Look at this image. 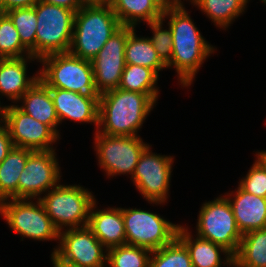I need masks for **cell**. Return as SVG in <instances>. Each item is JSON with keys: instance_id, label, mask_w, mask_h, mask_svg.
<instances>
[{"instance_id": "obj_20", "label": "cell", "mask_w": 266, "mask_h": 267, "mask_svg": "<svg viewBox=\"0 0 266 267\" xmlns=\"http://www.w3.org/2000/svg\"><path fill=\"white\" fill-rule=\"evenodd\" d=\"M22 103L17 107L25 114L48 125L59 137V118L57 116L53 100L50 94V88L47 87L40 79L28 89L18 100Z\"/></svg>"}, {"instance_id": "obj_31", "label": "cell", "mask_w": 266, "mask_h": 267, "mask_svg": "<svg viewBox=\"0 0 266 267\" xmlns=\"http://www.w3.org/2000/svg\"><path fill=\"white\" fill-rule=\"evenodd\" d=\"M31 56L30 51L21 43L19 33L10 18L0 17V58H21Z\"/></svg>"}, {"instance_id": "obj_12", "label": "cell", "mask_w": 266, "mask_h": 267, "mask_svg": "<svg viewBox=\"0 0 266 267\" xmlns=\"http://www.w3.org/2000/svg\"><path fill=\"white\" fill-rule=\"evenodd\" d=\"M150 147L140 155L131 180L148 203L161 205L169 197L174 157L155 154Z\"/></svg>"}, {"instance_id": "obj_36", "label": "cell", "mask_w": 266, "mask_h": 267, "mask_svg": "<svg viewBox=\"0 0 266 267\" xmlns=\"http://www.w3.org/2000/svg\"><path fill=\"white\" fill-rule=\"evenodd\" d=\"M77 12L84 4L82 0H39Z\"/></svg>"}, {"instance_id": "obj_2", "label": "cell", "mask_w": 266, "mask_h": 267, "mask_svg": "<svg viewBox=\"0 0 266 267\" xmlns=\"http://www.w3.org/2000/svg\"><path fill=\"white\" fill-rule=\"evenodd\" d=\"M158 96L120 88L100 94L97 131L109 136H138Z\"/></svg>"}, {"instance_id": "obj_7", "label": "cell", "mask_w": 266, "mask_h": 267, "mask_svg": "<svg viewBox=\"0 0 266 267\" xmlns=\"http://www.w3.org/2000/svg\"><path fill=\"white\" fill-rule=\"evenodd\" d=\"M0 215L9 228L24 238L38 241L59 240L60 231L47 215L42 202L37 199H7L0 202Z\"/></svg>"}, {"instance_id": "obj_14", "label": "cell", "mask_w": 266, "mask_h": 267, "mask_svg": "<svg viewBox=\"0 0 266 267\" xmlns=\"http://www.w3.org/2000/svg\"><path fill=\"white\" fill-rule=\"evenodd\" d=\"M2 123L7 127L14 147L33 151L53 150L60 137L46 124L21 111L17 105H7Z\"/></svg>"}, {"instance_id": "obj_27", "label": "cell", "mask_w": 266, "mask_h": 267, "mask_svg": "<svg viewBox=\"0 0 266 267\" xmlns=\"http://www.w3.org/2000/svg\"><path fill=\"white\" fill-rule=\"evenodd\" d=\"M159 76L150 68L126 64L123 70L120 89L140 93H159L157 81Z\"/></svg>"}, {"instance_id": "obj_35", "label": "cell", "mask_w": 266, "mask_h": 267, "mask_svg": "<svg viewBox=\"0 0 266 267\" xmlns=\"http://www.w3.org/2000/svg\"><path fill=\"white\" fill-rule=\"evenodd\" d=\"M39 0H1V5L3 10L6 12L8 10L16 8H26L34 6Z\"/></svg>"}, {"instance_id": "obj_24", "label": "cell", "mask_w": 266, "mask_h": 267, "mask_svg": "<svg viewBox=\"0 0 266 267\" xmlns=\"http://www.w3.org/2000/svg\"><path fill=\"white\" fill-rule=\"evenodd\" d=\"M111 7L122 26L136 28L141 21L149 23L163 16L152 0H114Z\"/></svg>"}, {"instance_id": "obj_37", "label": "cell", "mask_w": 266, "mask_h": 267, "mask_svg": "<svg viewBox=\"0 0 266 267\" xmlns=\"http://www.w3.org/2000/svg\"><path fill=\"white\" fill-rule=\"evenodd\" d=\"M152 2L162 11H168L183 4L181 0H152Z\"/></svg>"}, {"instance_id": "obj_3", "label": "cell", "mask_w": 266, "mask_h": 267, "mask_svg": "<svg viewBox=\"0 0 266 267\" xmlns=\"http://www.w3.org/2000/svg\"><path fill=\"white\" fill-rule=\"evenodd\" d=\"M121 27L112 7L83 5L75 13L68 52L91 61Z\"/></svg>"}, {"instance_id": "obj_15", "label": "cell", "mask_w": 266, "mask_h": 267, "mask_svg": "<svg viewBox=\"0 0 266 267\" xmlns=\"http://www.w3.org/2000/svg\"><path fill=\"white\" fill-rule=\"evenodd\" d=\"M127 39L128 26H122L91 60L95 87L100 94L119 87L126 65L124 52Z\"/></svg>"}, {"instance_id": "obj_23", "label": "cell", "mask_w": 266, "mask_h": 267, "mask_svg": "<svg viewBox=\"0 0 266 267\" xmlns=\"http://www.w3.org/2000/svg\"><path fill=\"white\" fill-rule=\"evenodd\" d=\"M135 27L128 26V39L125 44V63L152 69L158 76L167 66L158 57L149 37H138Z\"/></svg>"}, {"instance_id": "obj_5", "label": "cell", "mask_w": 266, "mask_h": 267, "mask_svg": "<svg viewBox=\"0 0 266 267\" xmlns=\"http://www.w3.org/2000/svg\"><path fill=\"white\" fill-rule=\"evenodd\" d=\"M39 200L59 231L87 226L91 207L96 201L87 188L79 184L61 183L47 191Z\"/></svg>"}, {"instance_id": "obj_13", "label": "cell", "mask_w": 266, "mask_h": 267, "mask_svg": "<svg viewBox=\"0 0 266 267\" xmlns=\"http://www.w3.org/2000/svg\"><path fill=\"white\" fill-rule=\"evenodd\" d=\"M55 149L33 151L18 180V199H40L60 183L61 169Z\"/></svg>"}, {"instance_id": "obj_25", "label": "cell", "mask_w": 266, "mask_h": 267, "mask_svg": "<svg viewBox=\"0 0 266 267\" xmlns=\"http://www.w3.org/2000/svg\"><path fill=\"white\" fill-rule=\"evenodd\" d=\"M189 1V0H188ZM250 0H190L204 12L215 26L226 30L234 19L242 15Z\"/></svg>"}, {"instance_id": "obj_8", "label": "cell", "mask_w": 266, "mask_h": 267, "mask_svg": "<svg viewBox=\"0 0 266 267\" xmlns=\"http://www.w3.org/2000/svg\"><path fill=\"white\" fill-rule=\"evenodd\" d=\"M199 237L223 247L230 255H236L242 239L232 207L228 199L219 195L202 204L196 225Z\"/></svg>"}, {"instance_id": "obj_22", "label": "cell", "mask_w": 266, "mask_h": 267, "mask_svg": "<svg viewBox=\"0 0 266 267\" xmlns=\"http://www.w3.org/2000/svg\"><path fill=\"white\" fill-rule=\"evenodd\" d=\"M32 152L28 148L13 147L0 163V202L18 199L19 176Z\"/></svg>"}, {"instance_id": "obj_42", "label": "cell", "mask_w": 266, "mask_h": 267, "mask_svg": "<svg viewBox=\"0 0 266 267\" xmlns=\"http://www.w3.org/2000/svg\"><path fill=\"white\" fill-rule=\"evenodd\" d=\"M52 264H53V267H77V266L70 265L67 263H52Z\"/></svg>"}, {"instance_id": "obj_29", "label": "cell", "mask_w": 266, "mask_h": 267, "mask_svg": "<svg viewBox=\"0 0 266 267\" xmlns=\"http://www.w3.org/2000/svg\"><path fill=\"white\" fill-rule=\"evenodd\" d=\"M151 250L134 246L120 245L107 250L106 267H149Z\"/></svg>"}, {"instance_id": "obj_33", "label": "cell", "mask_w": 266, "mask_h": 267, "mask_svg": "<svg viewBox=\"0 0 266 267\" xmlns=\"http://www.w3.org/2000/svg\"><path fill=\"white\" fill-rule=\"evenodd\" d=\"M238 185L244 191L266 198V166L257 158Z\"/></svg>"}, {"instance_id": "obj_9", "label": "cell", "mask_w": 266, "mask_h": 267, "mask_svg": "<svg viewBox=\"0 0 266 267\" xmlns=\"http://www.w3.org/2000/svg\"><path fill=\"white\" fill-rule=\"evenodd\" d=\"M126 244L144 247L151 251L171 243L180 224H174L159 214L138 208H123Z\"/></svg>"}, {"instance_id": "obj_39", "label": "cell", "mask_w": 266, "mask_h": 267, "mask_svg": "<svg viewBox=\"0 0 266 267\" xmlns=\"http://www.w3.org/2000/svg\"><path fill=\"white\" fill-rule=\"evenodd\" d=\"M226 265L229 267H244L241 261L235 255H231L228 260H226Z\"/></svg>"}, {"instance_id": "obj_26", "label": "cell", "mask_w": 266, "mask_h": 267, "mask_svg": "<svg viewBox=\"0 0 266 267\" xmlns=\"http://www.w3.org/2000/svg\"><path fill=\"white\" fill-rule=\"evenodd\" d=\"M235 256L244 267H266V228L243 234Z\"/></svg>"}, {"instance_id": "obj_41", "label": "cell", "mask_w": 266, "mask_h": 267, "mask_svg": "<svg viewBox=\"0 0 266 267\" xmlns=\"http://www.w3.org/2000/svg\"><path fill=\"white\" fill-rule=\"evenodd\" d=\"M1 98V97H0ZM1 101H0V122H2L4 114H5V110H6V105L5 106H1Z\"/></svg>"}, {"instance_id": "obj_43", "label": "cell", "mask_w": 266, "mask_h": 267, "mask_svg": "<svg viewBox=\"0 0 266 267\" xmlns=\"http://www.w3.org/2000/svg\"><path fill=\"white\" fill-rule=\"evenodd\" d=\"M5 14V11L2 8L1 0H0V17Z\"/></svg>"}, {"instance_id": "obj_17", "label": "cell", "mask_w": 266, "mask_h": 267, "mask_svg": "<svg viewBox=\"0 0 266 267\" xmlns=\"http://www.w3.org/2000/svg\"><path fill=\"white\" fill-rule=\"evenodd\" d=\"M227 194V195H226ZM233 215L241 234L266 228V198L244 191L239 185L237 190L226 193Z\"/></svg>"}, {"instance_id": "obj_19", "label": "cell", "mask_w": 266, "mask_h": 267, "mask_svg": "<svg viewBox=\"0 0 266 267\" xmlns=\"http://www.w3.org/2000/svg\"><path fill=\"white\" fill-rule=\"evenodd\" d=\"M96 203L91 207L87 227L107 249L126 244L123 208L95 210Z\"/></svg>"}, {"instance_id": "obj_11", "label": "cell", "mask_w": 266, "mask_h": 267, "mask_svg": "<svg viewBox=\"0 0 266 267\" xmlns=\"http://www.w3.org/2000/svg\"><path fill=\"white\" fill-rule=\"evenodd\" d=\"M94 149L98 165L107 177L134 174L136 165L143 151L149 144L138 136H109L95 132Z\"/></svg>"}, {"instance_id": "obj_30", "label": "cell", "mask_w": 266, "mask_h": 267, "mask_svg": "<svg viewBox=\"0 0 266 267\" xmlns=\"http://www.w3.org/2000/svg\"><path fill=\"white\" fill-rule=\"evenodd\" d=\"M149 267H193L186 246L176 237L171 243L151 252Z\"/></svg>"}, {"instance_id": "obj_44", "label": "cell", "mask_w": 266, "mask_h": 267, "mask_svg": "<svg viewBox=\"0 0 266 267\" xmlns=\"http://www.w3.org/2000/svg\"><path fill=\"white\" fill-rule=\"evenodd\" d=\"M262 3H264V5L266 4V0H261Z\"/></svg>"}, {"instance_id": "obj_16", "label": "cell", "mask_w": 266, "mask_h": 267, "mask_svg": "<svg viewBox=\"0 0 266 267\" xmlns=\"http://www.w3.org/2000/svg\"><path fill=\"white\" fill-rule=\"evenodd\" d=\"M53 104L59 118V123L63 120H71L78 123H94L97 131L99 100L88 99L76 92L50 88Z\"/></svg>"}, {"instance_id": "obj_40", "label": "cell", "mask_w": 266, "mask_h": 267, "mask_svg": "<svg viewBox=\"0 0 266 267\" xmlns=\"http://www.w3.org/2000/svg\"><path fill=\"white\" fill-rule=\"evenodd\" d=\"M256 157L266 166V151H258Z\"/></svg>"}, {"instance_id": "obj_10", "label": "cell", "mask_w": 266, "mask_h": 267, "mask_svg": "<svg viewBox=\"0 0 266 267\" xmlns=\"http://www.w3.org/2000/svg\"><path fill=\"white\" fill-rule=\"evenodd\" d=\"M59 244L51 254L52 263H67L77 267H106L107 248L87 227L60 231Z\"/></svg>"}, {"instance_id": "obj_4", "label": "cell", "mask_w": 266, "mask_h": 267, "mask_svg": "<svg viewBox=\"0 0 266 267\" xmlns=\"http://www.w3.org/2000/svg\"><path fill=\"white\" fill-rule=\"evenodd\" d=\"M39 62L43 65L39 78L47 87L76 92L88 99H100L90 60L65 52L44 56Z\"/></svg>"}, {"instance_id": "obj_18", "label": "cell", "mask_w": 266, "mask_h": 267, "mask_svg": "<svg viewBox=\"0 0 266 267\" xmlns=\"http://www.w3.org/2000/svg\"><path fill=\"white\" fill-rule=\"evenodd\" d=\"M39 59L32 56L21 58H0V96L17 104L22 95L40 78L39 70L33 77L27 75V62Z\"/></svg>"}, {"instance_id": "obj_34", "label": "cell", "mask_w": 266, "mask_h": 267, "mask_svg": "<svg viewBox=\"0 0 266 267\" xmlns=\"http://www.w3.org/2000/svg\"><path fill=\"white\" fill-rule=\"evenodd\" d=\"M14 147L7 127L0 122V163Z\"/></svg>"}, {"instance_id": "obj_6", "label": "cell", "mask_w": 266, "mask_h": 267, "mask_svg": "<svg viewBox=\"0 0 266 267\" xmlns=\"http://www.w3.org/2000/svg\"><path fill=\"white\" fill-rule=\"evenodd\" d=\"M37 16L36 58L69 51L74 29L75 11L38 1L34 5Z\"/></svg>"}, {"instance_id": "obj_38", "label": "cell", "mask_w": 266, "mask_h": 267, "mask_svg": "<svg viewBox=\"0 0 266 267\" xmlns=\"http://www.w3.org/2000/svg\"><path fill=\"white\" fill-rule=\"evenodd\" d=\"M84 5L88 6H112L114 0H82Z\"/></svg>"}, {"instance_id": "obj_21", "label": "cell", "mask_w": 266, "mask_h": 267, "mask_svg": "<svg viewBox=\"0 0 266 267\" xmlns=\"http://www.w3.org/2000/svg\"><path fill=\"white\" fill-rule=\"evenodd\" d=\"M196 236L194 239L188 227L180 225L177 238L186 246L193 267L226 266V260L231 256L229 252L207 239ZM221 253L225 255L224 259L221 257Z\"/></svg>"}, {"instance_id": "obj_28", "label": "cell", "mask_w": 266, "mask_h": 267, "mask_svg": "<svg viewBox=\"0 0 266 267\" xmlns=\"http://www.w3.org/2000/svg\"><path fill=\"white\" fill-rule=\"evenodd\" d=\"M5 14L18 31L21 43L36 58L37 16L34 6L8 10Z\"/></svg>"}, {"instance_id": "obj_1", "label": "cell", "mask_w": 266, "mask_h": 267, "mask_svg": "<svg viewBox=\"0 0 266 267\" xmlns=\"http://www.w3.org/2000/svg\"><path fill=\"white\" fill-rule=\"evenodd\" d=\"M166 18L170 20L167 25L173 36L172 58L166 66L174 67L179 84L188 88L206 58L216 49L199 32L184 4L163 12L162 19L166 21Z\"/></svg>"}, {"instance_id": "obj_32", "label": "cell", "mask_w": 266, "mask_h": 267, "mask_svg": "<svg viewBox=\"0 0 266 267\" xmlns=\"http://www.w3.org/2000/svg\"><path fill=\"white\" fill-rule=\"evenodd\" d=\"M164 20L161 18L147 23L151 28L153 36L149 38L155 48L158 57L167 65L172 58L173 36L170 28L164 29ZM163 25V26H162Z\"/></svg>"}]
</instances>
